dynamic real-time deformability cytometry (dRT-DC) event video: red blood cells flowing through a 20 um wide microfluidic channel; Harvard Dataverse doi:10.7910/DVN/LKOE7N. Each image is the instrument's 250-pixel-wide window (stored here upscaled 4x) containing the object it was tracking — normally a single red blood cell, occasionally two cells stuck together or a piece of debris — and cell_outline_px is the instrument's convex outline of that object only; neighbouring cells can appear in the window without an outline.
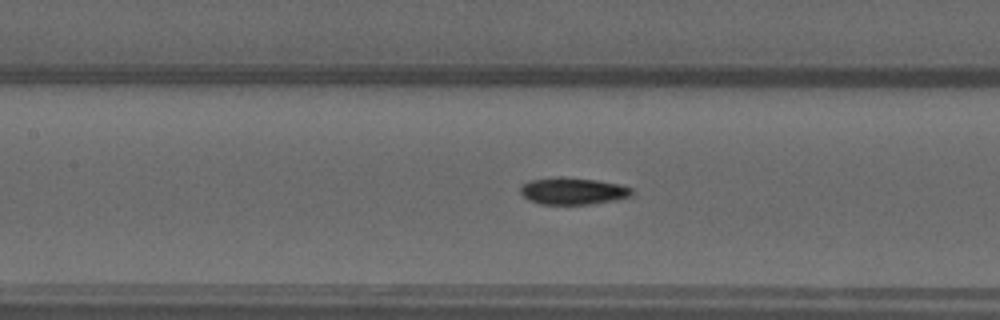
{"species": "common noctule bat (a hibernating species)", "species_latin": "Nyctalus noctula", "temperature_condition": "warm", "stored_images_in_passage": 52, "camera_frame_rate_fps": 3000, "um_per_image_px": 0.085, "animal": {"sex": "male", "forearm_length_mm": 52.5}, "frame": {"image": 1, "passage_image": 24, "time_ms": 7.667, "image_size_px": [1000, 320], "cell_outline_px": [[632, 196], [616, 200], [588, 204], [540, 204], [528, 200], [520, 192], [520, 188], [524, 184], [532, 180], [560, 176], [596, 180], [620, 184], [632, 188]], "centroid_in_image_um": [48.71, 16.24], "position_along_channel_um": 158.7, "area_um2": 17.46}}
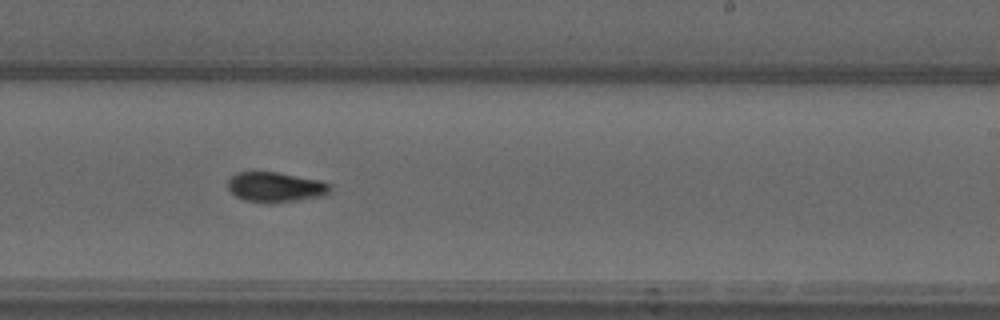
{"frame": {"image": 2, "passage_image": 32, "time_ms": 10.333, "image_size_px": [1000, 320], "cell_outline_px": [[332, 188], [328, 192], [320, 196], [296, 200], [244, 200], [236, 196], [228, 188], [228, 180], [236, 172], [276, 172], [320, 180], [332, 184]], "centroid_in_image_um": [23.43, 15.85], "position_along_channel_um": 265.6, "area_um2": 17.11}}
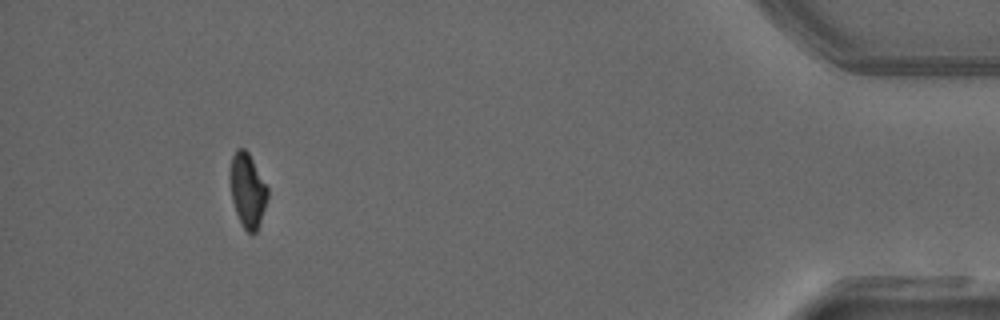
{"frame": {"image": 3, "passage_image": 48, "time_ms": 15.667, "image_size_px": [1000, 320], "cell_outline_px": [[268, 196], [256, 232], [248, 232], [244, 228], [236, 212], [232, 200], [228, 180], [228, 172], [232, 156], [236, 148], [244, 148], [248, 152], [268, 188]], "centroid_in_image_um": [21.0, 16.11], "position_along_channel_um": 414.2, "area_um2": 16.18}, "authors_computed_cell_mechanics": {"area_um2": 17.0221, "velocity_mm_per_s": 4.0378, "shape_relaxation_time_tau1_ms": 6.182, "shape_relaxation_time_tau2_ms": 3.2977, "deformation_change_tau1": 0.2053, "deformation_change_tau2": 0.0795}}